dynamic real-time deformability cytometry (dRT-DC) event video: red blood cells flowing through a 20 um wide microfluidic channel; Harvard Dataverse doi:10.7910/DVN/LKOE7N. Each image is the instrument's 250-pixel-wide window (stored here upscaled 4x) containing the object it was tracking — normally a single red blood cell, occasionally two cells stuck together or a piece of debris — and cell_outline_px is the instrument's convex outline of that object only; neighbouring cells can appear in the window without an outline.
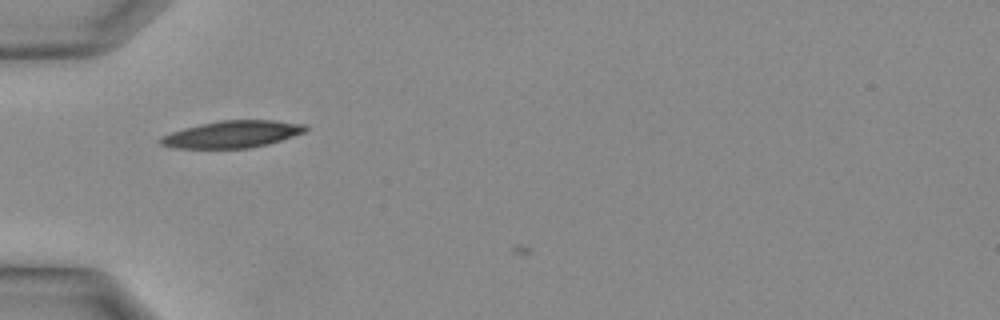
{"species": "Egyptian fruit bat (a non-hibernating species)", "species_latin": "Rousettus aegyptiacus", "temperature_condition": "warm", "stored_images_in_passage": 4, "camera_frame_rate_fps": 3000, "um_per_image_px": 0.085, "animal": {"sex": "female"}, "frame": {"image": 1, "passage_image": 3, "time_ms": 0.667, "image_size_px": [1000, 320], "cell_outline_px": [[308, 128], [304, 132], [268, 144], [248, 148], [172, 148], [160, 144], [156, 140], [172, 132], [184, 128], [200, 124], [220, 120], [272, 120], [308, 124]], "centroid_in_image_um": [19.74, 11.41], "position_along_channel_um": 65.3, "area_um2": 22.77}}